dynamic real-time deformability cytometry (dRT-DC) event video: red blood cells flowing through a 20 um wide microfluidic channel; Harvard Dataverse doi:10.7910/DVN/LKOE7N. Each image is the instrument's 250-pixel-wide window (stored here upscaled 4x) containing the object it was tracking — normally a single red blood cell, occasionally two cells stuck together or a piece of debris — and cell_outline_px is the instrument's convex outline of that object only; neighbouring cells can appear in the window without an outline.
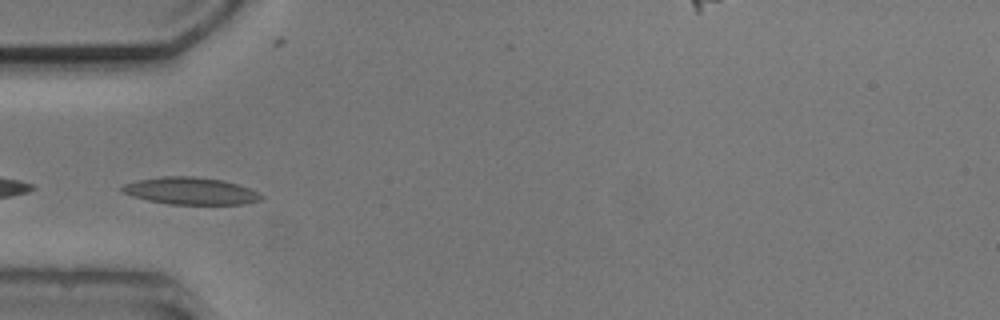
{"species": "common noctule bat (a hibernating species)", "species_latin": "Nyctalus noctula", "temperature_condition": "cold", "stored_images_in_passage": 10, "camera_frame_rate_fps": 3000, "um_per_image_px": 0.085, "animal": {"sex": "male", "body_mass_g": 20.5, "forearm_length_mm": 52.5}, "frame": {"image": 1, "passage_image": 4, "time_ms": 4.667, "image_size_px": [1000, 320], "cell_outline_px": [[264, 196], [260, 200], [240, 204], [168, 204], [148, 200], [132, 196], [120, 192], [120, 188], [124, 184], [136, 180], [160, 176], [196, 176], [224, 180], [248, 188]], "centroid_in_image_um": [16.13, 16.22], "position_along_channel_um": 68.9, "area_um2": 22.02}}